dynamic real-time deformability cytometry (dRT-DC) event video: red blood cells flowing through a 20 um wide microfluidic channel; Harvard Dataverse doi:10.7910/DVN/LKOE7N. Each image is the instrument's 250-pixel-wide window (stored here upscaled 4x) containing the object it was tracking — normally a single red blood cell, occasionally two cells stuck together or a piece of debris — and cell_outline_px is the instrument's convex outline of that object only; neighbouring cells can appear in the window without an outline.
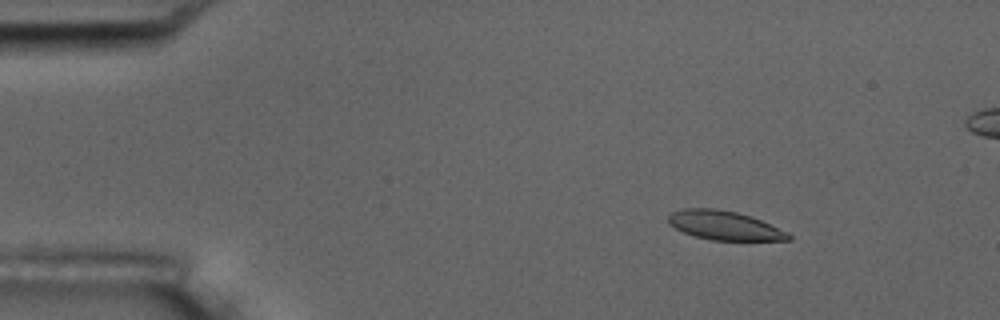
{"species": "common noctule bat (a hibernating species)", "species_latin": "Nyctalus noctula", "temperature_condition": "room temperature", "stored_images_in_passage": 10, "camera_frame_rate_fps": 3000, "um_per_image_px": 0.085, "animal": {"sex": "male", "body_mass_g": 17.5, "forearm_length_mm": 52.3}, "frame": {"image": 1, "passage_image": 2, "time_ms": 1.0, "image_size_px": [1000, 320], "cell_outline_px": [[792, 240], [712, 240], [696, 236], [684, 232], [668, 224], [668, 212], [684, 208], [716, 208], [736, 212], [752, 216], [788, 232], [792, 236]], "centroid_in_image_um": [61.56, 19.15], "position_along_channel_um": 23.4, "area_um2": 20.4}}
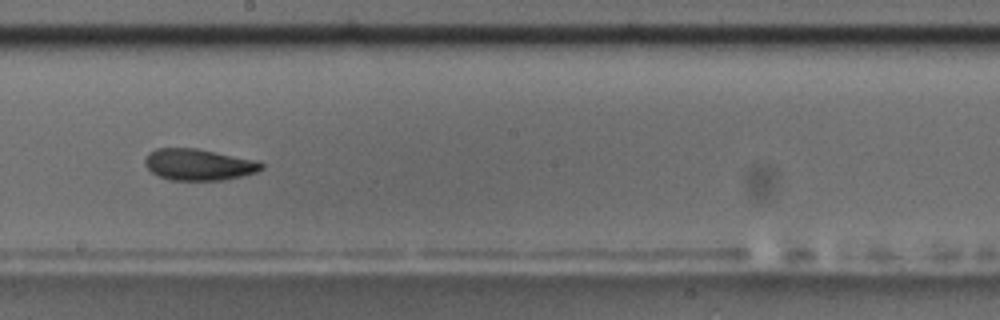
{"frame": {"image": 2, "passage_image": 9, "time_ms": 9.0, "image_size_px": [1000, 320], "cell_outline_px": [[264, 168], [256, 172], [224, 180], [172, 180], [160, 176], [152, 172], [144, 164], [144, 160], [148, 152], [156, 148], [196, 148], [260, 160], [264, 164]], "centroid_in_image_um": [16.91, 13.98], "position_along_channel_um": 231.3, "area_um2": 21.5}}